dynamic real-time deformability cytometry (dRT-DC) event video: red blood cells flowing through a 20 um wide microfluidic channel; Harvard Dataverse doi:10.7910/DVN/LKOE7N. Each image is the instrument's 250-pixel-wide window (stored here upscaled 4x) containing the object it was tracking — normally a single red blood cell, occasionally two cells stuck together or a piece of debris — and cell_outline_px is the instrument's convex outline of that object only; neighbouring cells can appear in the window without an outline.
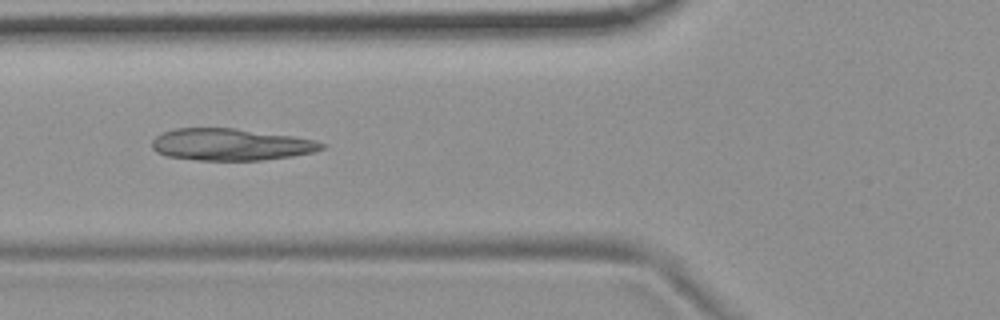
{"species": "common noctule bat (a hibernating species)", "species_latin": "Nyctalus noctula", "temperature_condition": "room temperature", "stored_images_in_passage": 8, "camera_frame_rate_fps": 3000, "um_per_image_px": 0.085, "animal": {"sex": "female", "body_mass_g": 19.9}, "frame": {"image": 1, "passage_image": 6, "time_ms": 1.667, "image_size_px": [1000, 320], "cell_outline_px": [[328, 144], [324, 148], [312, 152], [292, 156], [260, 160], [196, 160], [168, 156], [156, 152], [152, 148], [152, 140], [156, 136], [164, 132], [176, 128], [232, 128], [292, 136], [316, 140]], "centroid_in_image_um": [19.62, 12.28], "position_along_channel_um": 106.2, "area_um2": 31.39}}
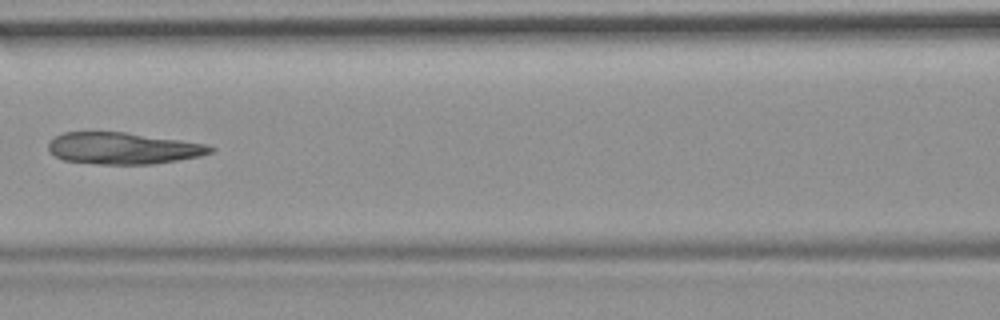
{"frame": {"image": 2, "passage_image": 7, "time_ms": 2.0, "image_size_px": [1000, 320], "cell_outline_px": [[216, 152], [200, 156], [152, 164], [96, 164], [64, 160], [56, 156], [48, 148], [48, 144], [56, 136], [64, 132], [124, 132], [208, 144], [216, 148]], "centroid_in_image_um": [10.51, 12.61], "position_along_channel_um": 156.1, "area_um2": 29.77}}